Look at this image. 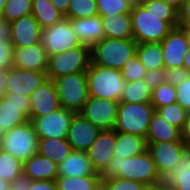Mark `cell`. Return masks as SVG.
Returning a JSON list of instances; mask_svg holds the SVG:
<instances>
[{
  "mask_svg": "<svg viewBox=\"0 0 190 190\" xmlns=\"http://www.w3.org/2000/svg\"><path fill=\"white\" fill-rule=\"evenodd\" d=\"M133 39L138 43L161 42L169 32L178 26V10L163 0H148L133 5Z\"/></svg>",
  "mask_w": 190,
  "mask_h": 190,
  "instance_id": "cell-1",
  "label": "cell"
},
{
  "mask_svg": "<svg viewBox=\"0 0 190 190\" xmlns=\"http://www.w3.org/2000/svg\"><path fill=\"white\" fill-rule=\"evenodd\" d=\"M99 175L101 181L118 177L137 181L144 185L162 180L147 150L141 154L129 156L128 158H121V156L114 155Z\"/></svg>",
  "mask_w": 190,
  "mask_h": 190,
  "instance_id": "cell-2",
  "label": "cell"
},
{
  "mask_svg": "<svg viewBox=\"0 0 190 190\" xmlns=\"http://www.w3.org/2000/svg\"><path fill=\"white\" fill-rule=\"evenodd\" d=\"M89 96L119 102L126 82L121 70L95 65L92 62L86 71Z\"/></svg>",
  "mask_w": 190,
  "mask_h": 190,
  "instance_id": "cell-3",
  "label": "cell"
},
{
  "mask_svg": "<svg viewBox=\"0 0 190 190\" xmlns=\"http://www.w3.org/2000/svg\"><path fill=\"white\" fill-rule=\"evenodd\" d=\"M134 39L103 38L91 48V62L95 65L121 70L136 54Z\"/></svg>",
  "mask_w": 190,
  "mask_h": 190,
  "instance_id": "cell-4",
  "label": "cell"
},
{
  "mask_svg": "<svg viewBox=\"0 0 190 190\" xmlns=\"http://www.w3.org/2000/svg\"><path fill=\"white\" fill-rule=\"evenodd\" d=\"M155 108L148 103L119 102L114 130L146 138Z\"/></svg>",
  "mask_w": 190,
  "mask_h": 190,
  "instance_id": "cell-5",
  "label": "cell"
},
{
  "mask_svg": "<svg viewBox=\"0 0 190 190\" xmlns=\"http://www.w3.org/2000/svg\"><path fill=\"white\" fill-rule=\"evenodd\" d=\"M91 63V48L81 44L48 57L47 78L54 80L78 72H86Z\"/></svg>",
  "mask_w": 190,
  "mask_h": 190,
  "instance_id": "cell-6",
  "label": "cell"
},
{
  "mask_svg": "<svg viewBox=\"0 0 190 190\" xmlns=\"http://www.w3.org/2000/svg\"><path fill=\"white\" fill-rule=\"evenodd\" d=\"M39 138L30 120L2 133L1 150L22 163L37 153Z\"/></svg>",
  "mask_w": 190,
  "mask_h": 190,
  "instance_id": "cell-7",
  "label": "cell"
},
{
  "mask_svg": "<svg viewBox=\"0 0 190 190\" xmlns=\"http://www.w3.org/2000/svg\"><path fill=\"white\" fill-rule=\"evenodd\" d=\"M60 106L79 113L89 98L86 72L69 74L52 80Z\"/></svg>",
  "mask_w": 190,
  "mask_h": 190,
  "instance_id": "cell-8",
  "label": "cell"
},
{
  "mask_svg": "<svg viewBox=\"0 0 190 190\" xmlns=\"http://www.w3.org/2000/svg\"><path fill=\"white\" fill-rule=\"evenodd\" d=\"M31 101L28 96L6 93L0 97V132H6L28 121Z\"/></svg>",
  "mask_w": 190,
  "mask_h": 190,
  "instance_id": "cell-9",
  "label": "cell"
},
{
  "mask_svg": "<svg viewBox=\"0 0 190 190\" xmlns=\"http://www.w3.org/2000/svg\"><path fill=\"white\" fill-rule=\"evenodd\" d=\"M41 43L48 56L63 53L81 45L70 21L66 18L51 27L42 29Z\"/></svg>",
  "mask_w": 190,
  "mask_h": 190,
  "instance_id": "cell-10",
  "label": "cell"
},
{
  "mask_svg": "<svg viewBox=\"0 0 190 190\" xmlns=\"http://www.w3.org/2000/svg\"><path fill=\"white\" fill-rule=\"evenodd\" d=\"M75 112L59 107L42 117L29 118L39 139H66Z\"/></svg>",
  "mask_w": 190,
  "mask_h": 190,
  "instance_id": "cell-11",
  "label": "cell"
},
{
  "mask_svg": "<svg viewBox=\"0 0 190 190\" xmlns=\"http://www.w3.org/2000/svg\"><path fill=\"white\" fill-rule=\"evenodd\" d=\"M118 104L114 100L89 96L79 113L101 131L111 130L116 124Z\"/></svg>",
  "mask_w": 190,
  "mask_h": 190,
  "instance_id": "cell-12",
  "label": "cell"
},
{
  "mask_svg": "<svg viewBox=\"0 0 190 190\" xmlns=\"http://www.w3.org/2000/svg\"><path fill=\"white\" fill-rule=\"evenodd\" d=\"M186 146L184 141L147 143V151L151 155L162 179L180 161L182 151Z\"/></svg>",
  "mask_w": 190,
  "mask_h": 190,
  "instance_id": "cell-13",
  "label": "cell"
},
{
  "mask_svg": "<svg viewBox=\"0 0 190 190\" xmlns=\"http://www.w3.org/2000/svg\"><path fill=\"white\" fill-rule=\"evenodd\" d=\"M46 72L31 71L12 66L8 69L6 93L31 96L47 80Z\"/></svg>",
  "mask_w": 190,
  "mask_h": 190,
  "instance_id": "cell-14",
  "label": "cell"
},
{
  "mask_svg": "<svg viewBox=\"0 0 190 190\" xmlns=\"http://www.w3.org/2000/svg\"><path fill=\"white\" fill-rule=\"evenodd\" d=\"M160 43L164 67L170 69L183 67L184 57L189 49L184 30L178 26L174 27Z\"/></svg>",
  "mask_w": 190,
  "mask_h": 190,
  "instance_id": "cell-15",
  "label": "cell"
},
{
  "mask_svg": "<svg viewBox=\"0 0 190 190\" xmlns=\"http://www.w3.org/2000/svg\"><path fill=\"white\" fill-rule=\"evenodd\" d=\"M100 131L80 113H75L71 119L66 140L72 150L87 152L95 142Z\"/></svg>",
  "mask_w": 190,
  "mask_h": 190,
  "instance_id": "cell-16",
  "label": "cell"
},
{
  "mask_svg": "<svg viewBox=\"0 0 190 190\" xmlns=\"http://www.w3.org/2000/svg\"><path fill=\"white\" fill-rule=\"evenodd\" d=\"M13 47H30L41 43L42 29L35 17L30 14L10 23Z\"/></svg>",
  "mask_w": 190,
  "mask_h": 190,
  "instance_id": "cell-17",
  "label": "cell"
},
{
  "mask_svg": "<svg viewBox=\"0 0 190 190\" xmlns=\"http://www.w3.org/2000/svg\"><path fill=\"white\" fill-rule=\"evenodd\" d=\"M48 53L42 43L30 47H13L12 64L16 68L46 72Z\"/></svg>",
  "mask_w": 190,
  "mask_h": 190,
  "instance_id": "cell-18",
  "label": "cell"
},
{
  "mask_svg": "<svg viewBox=\"0 0 190 190\" xmlns=\"http://www.w3.org/2000/svg\"><path fill=\"white\" fill-rule=\"evenodd\" d=\"M115 144L116 131L114 129L100 131L95 142L87 151L95 172L100 174L105 169L114 156Z\"/></svg>",
  "mask_w": 190,
  "mask_h": 190,
  "instance_id": "cell-19",
  "label": "cell"
},
{
  "mask_svg": "<svg viewBox=\"0 0 190 190\" xmlns=\"http://www.w3.org/2000/svg\"><path fill=\"white\" fill-rule=\"evenodd\" d=\"M30 101V118L45 116L61 107L55 85L51 79H47L31 93Z\"/></svg>",
  "mask_w": 190,
  "mask_h": 190,
  "instance_id": "cell-20",
  "label": "cell"
},
{
  "mask_svg": "<svg viewBox=\"0 0 190 190\" xmlns=\"http://www.w3.org/2000/svg\"><path fill=\"white\" fill-rule=\"evenodd\" d=\"M68 20L79 42L83 45L92 48L105 37L100 15Z\"/></svg>",
  "mask_w": 190,
  "mask_h": 190,
  "instance_id": "cell-21",
  "label": "cell"
},
{
  "mask_svg": "<svg viewBox=\"0 0 190 190\" xmlns=\"http://www.w3.org/2000/svg\"><path fill=\"white\" fill-rule=\"evenodd\" d=\"M58 176H89L95 174L87 152L71 150L59 164Z\"/></svg>",
  "mask_w": 190,
  "mask_h": 190,
  "instance_id": "cell-22",
  "label": "cell"
},
{
  "mask_svg": "<svg viewBox=\"0 0 190 190\" xmlns=\"http://www.w3.org/2000/svg\"><path fill=\"white\" fill-rule=\"evenodd\" d=\"M57 164L36 153L23 163V172L31 180L55 181L58 177Z\"/></svg>",
  "mask_w": 190,
  "mask_h": 190,
  "instance_id": "cell-23",
  "label": "cell"
},
{
  "mask_svg": "<svg viewBox=\"0 0 190 190\" xmlns=\"http://www.w3.org/2000/svg\"><path fill=\"white\" fill-rule=\"evenodd\" d=\"M164 141H183L181 138V130L170 124L155 111L149 124L146 142L154 143Z\"/></svg>",
  "mask_w": 190,
  "mask_h": 190,
  "instance_id": "cell-24",
  "label": "cell"
},
{
  "mask_svg": "<svg viewBox=\"0 0 190 190\" xmlns=\"http://www.w3.org/2000/svg\"><path fill=\"white\" fill-rule=\"evenodd\" d=\"M174 190H190V146L182 151L180 161L162 179Z\"/></svg>",
  "mask_w": 190,
  "mask_h": 190,
  "instance_id": "cell-25",
  "label": "cell"
},
{
  "mask_svg": "<svg viewBox=\"0 0 190 190\" xmlns=\"http://www.w3.org/2000/svg\"><path fill=\"white\" fill-rule=\"evenodd\" d=\"M100 16L104 27L105 38L133 39L130 13Z\"/></svg>",
  "mask_w": 190,
  "mask_h": 190,
  "instance_id": "cell-26",
  "label": "cell"
},
{
  "mask_svg": "<svg viewBox=\"0 0 190 190\" xmlns=\"http://www.w3.org/2000/svg\"><path fill=\"white\" fill-rule=\"evenodd\" d=\"M114 155L121 158L141 154L147 150L146 138L141 136L116 131V144Z\"/></svg>",
  "mask_w": 190,
  "mask_h": 190,
  "instance_id": "cell-27",
  "label": "cell"
},
{
  "mask_svg": "<svg viewBox=\"0 0 190 190\" xmlns=\"http://www.w3.org/2000/svg\"><path fill=\"white\" fill-rule=\"evenodd\" d=\"M71 146L66 139H39L37 153L47 157L59 165L71 152Z\"/></svg>",
  "mask_w": 190,
  "mask_h": 190,
  "instance_id": "cell-28",
  "label": "cell"
},
{
  "mask_svg": "<svg viewBox=\"0 0 190 190\" xmlns=\"http://www.w3.org/2000/svg\"><path fill=\"white\" fill-rule=\"evenodd\" d=\"M32 15L40 24L41 29L51 27L65 18L51 0H32Z\"/></svg>",
  "mask_w": 190,
  "mask_h": 190,
  "instance_id": "cell-29",
  "label": "cell"
},
{
  "mask_svg": "<svg viewBox=\"0 0 190 190\" xmlns=\"http://www.w3.org/2000/svg\"><path fill=\"white\" fill-rule=\"evenodd\" d=\"M136 54L147 71L165 68L160 42L137 44Z\"/></svg>",
  "mask_w": 190,
  "mask_h": 190,
  "instance_id": "cell-30",
  "label": "cell"
},
{
  "mask_svg": "<svg viewBox=\"0 0 190 190\" xmlns=\"http://www.w3.org/2000/svg\"><path fill=\"white\" fill-rule=\"evenodd\" d=\"M58 190H96L102 183L99 173L89 176H58Z\"/></svg>",
  "mask_w": 190,
  "mask_h": 190,
  "instance_id": "cell-31",
  "label": "cell"
},
{
  "mask_svg": "<svg viewBox=\"0 0 190 190\" xmlns=\"http://www.w3.org/2000/svg\"><path fill=\"white\" fill-rule=\"evenodd\" d=\"M151 95L152 90L144 80L126 82L119 102L148 103L151 100Z\"/></svg>",
  "mask_w": 190,
  "mask_h": 190,
  "instance_id": "cell-32",
  "label": "cell"
},
{
  "mask_svg": "<svg viewBox=\"0 0 190 190\" xmlns=\"http://www.w3.org/2000/svg\"><path fill=\"white\" fill-rule=\"evenodd\" d=\"M23 172V163L11 154L0 150V177L11 182Z\"/></svg>",
  "mask_w": 190,
  "mask_h": 190,
  "instance_id": "cell-33",
  "label": "cell"
},
{
  "mask_svg": "<svg viewBox=\"0 0 190 190\" xmlns=\"http://www.w3.org/2000/svg\"><path fill=\"white\" fill-rule=\"evenodd\" d=\"M30 14H32V0H7L2 19L11 23Z\"/></svg>",
  "mask_w": 190,
  "mask_h": 190,
  "instance_id": "cell-34",
  "label": "cell"
},
{
  "mask_svg": "<svg viewBox=\"0 0 190 190\" xmlns=\"http://www.w3.org/2000/svg\"><path fill=\"white\" fill-rule=\"evenodd\" d=\"M98 15L96 0H71L66 19H79Z\"/></svg>",
  "mask_w": 190,
  "mask_h": 190,
  "instance_id": "cell-35",
  "label": "cell"
},
{
  "mask_svg": "<svg viewBox=\"0 0 190 190\" xmlns=\"http://www.w3.org/2000/svg\"><path fill=\"white\" fill-rule=\"evenodd\" d=\"M176 102L177 98L175 86L169 83H163L152 90L150 103L155 110Z\"/></svg>",
  "mask_w": 190,
  "mask_h": 190,
  "instance_id": "cell-36",
  "label": "cell"
},
{
  "mask_svg": "<svg viewBox=\"0 0 190 190\" xmlns=\"http://www.w3.org/2000/svg\"><path fill=\"white\" fill-rule=\"evenodd\" d=\"M155 111L180 130L183 128L188 114V111L177 102L157 108Z\"/></svg>",
  "mask_w": 190,
  "mask_h": 190,
  "instance_id": "cell-37",
  "label": "cell"
},
{
  "mask_svg": "<svg viewBox=\"0 0 190 190\" xmlns=\"http://www.w3.org/2000/svg\"><path fill=\"white\" fill-rule=\"evenodd\" d=\"M98 15H110L130 13L133 8L128 0H96Z\"/></svg>",
  "mask_w": 190,
  "mask_h": 190,
  "instance_id": "cell-38",
  "label": "cell"
},
{
  "mask_svg": "<svg viewBox=\"0 0 190 190\" xmlns=\"http://www.w3.org/2000/svg\"><path fill=\"white\" fill-rule=\"evenodd\" d=\"M147 70L139 60L137 54L133 55L121 69L122 77L125 82L143 80Z\"/></svg>",
  "mask_w": 190,
  "mask_h": 190,
  "instance_id": "cell-39",
  "label": "cell"
},
{
  "mask_svg": "<svg viewBox=\"0 0 190 190\" xmlns=\"http://www.w3.org/2000/svg\"><path fill=\"white\" fill-rule=\"evenodd\" d=\"M102 184L107 190H142L144 187L143 183L118 177L104 179Z\"/></svg>",
  "mask_w": 190,
  "mask_h": 190,
  "instance_id": "cell-40",
  "label": "cell"
},
{
  "mask_svg": "<svg viewBox=\"0 0 190 190\" xmlns=\"http://www.w3.org/2000/svg\"><path fill=\"white\" fill-rule=\"evenodd\" d=\"M176 98L184 109L190 111V75L181 84L176 85Z\"/></svg>",
  "mask_w": 190,
  "mask_h": 190,
  "instance_id": "cell-41",
  "label": "cell"
},
{
  "mask_svg": "<svg viewBox=\"0 0 190 190\" xmlns=\"http://www.w3.org/2000/svg\"><path fill=\"white\" fill-rule=\"evenodd\" d=\"M190 75V72L185 68H165V83H169L173 86L181 84Z\"/></svg>",
  "mask_w": 190,
  "mask_h": 190,
  "instance_id": "cell-42",
  "label": "cell"
},
{
  "mask_svg": "<svg viewBox=\"0 0 190 190\" xmlns=\"http://www.w3.org/2000/svg\"><path fill=\"white\" fill-rule=\"evenodd\" d=\"M13 45L11 41H0V70L10 69L12 64Z\"/></svg>",
  "mask_w": 190,
  "mask_h": 190,
  "instance_id": "cell-43",
  "label": "cell"
},
{
  "mask_svg": "<svg viewBox=\"0 0 190 190\" xmlns=\"http://www.w3.org/2000/svg\"><path fill=\"white\" fill-rule=\"evenodd\" d=\"M165 68L154 69L147 71L144 76V81L148 84L151 90L165 83Z\"/></svg>",
  "mask_w": 190,
  "mask_h": 190,
  "instance_id": "cell-44",
  "label": "cell"
},
{
  "mask_svg": "<svg viewBox=\"0 0 190 190\" xmlns=\"http://www.w3.org/2000/svg\"><path fill=\"white\" fill-rule=\"evenodd\" d=\"M178 27H190V0H185L178 9Z\"/></svg>",
  "mask_w": 190,
  "mask_h": 190,
  "instance_id": "cell-45",
  "label": "cell"
},
{
  "mask_svg": "<svg viewBox=\"0 0 190 190\" xmlns=\"http://www.w3.org/2000/svg\"><path fill=\"white\" fill-rule=\"evenodd\" d=\"M32 180L22 172L10 182L9 190H29Z\"/></svg>",
  "mask_w": 190,
  "mask_h": 190,
  "instance_id": "cell-46",
  "label": "cell"
},
{
  "mask_svg": "<svg viewBox=\"0 0 190 190\" xmlns=\"http://www.w3.org/2000/svg\"><path fill=\"white\" fill-rule=\"evenodd\" d=\"M29 190H58L55 181L32 180Z\"/></svg>",
  "mask_w": 190,
  "mask_h": 190,
  "instance_id": "cell-47",
  "label": "cell"
},
{
  "mask_svg": "<svg viewBox=\"0 0 190 190\" xmlns=\"http://www.w3.org/2000/svg\"><path fill=\"white\" fill-rule=\"evenodd\" d=\"M0 41H11L10 22L0 19Z\"/></svg>",
  "mask_w": 190,
  "mask_h": 190,
  "instance_id": "cell-48",
  "label": "cell"
},
{
  "mask_svg": "<svg viewBox=\"0 0 190 190\" xmlns=\"http://www.w3.org/2000/svg\"><path fill=\"white\" fill-rule=\"evenodd\" d=\"M181 138L186 145L190 146V111H188L185 123L181 129Z\"/></svg>",
  "mask_w": 190,
  "mask_h": 190,
  "instance_id": "cell-49",
  "label": "cell"
},
{
  "mask_svg": "<svg viewBox=\"0 0 190 190\" xmlns=\"http://www.w3.org/2000/svg\"><path fill=\"white\" fill-rule=\"evenodd\" d=\"M54 6L64 15H67L71 0H51Z\"/></svg>",
  "mask_w": 190,
  "mask_h": 190,
  "instance_id": "cell-50",
  "label": "cell"
},
{
  "mask_svg": "<svg viewBox=\"0 0 190 190\" xmlns=\"http://www.w3.org/2000/svg\"><path fill=\"white\" fill-rule=\"evenodd\" d=\"M8 70H0V97L5 96Z\"/></svg>",
  "mask_w": 190,
  "mask_h": 190,
  "instance_id": "cell-51",
  "label": "cell"
},
{
  "mask_svg": "<svg viewBox=\"0 0 190 190\" xmlns=\"http://www.w3.org/2000/svg\"><path fill=\"white\" fill-rule=\"evenodd\" d=\"M167 185L163 180L152 183V184H146L144 185L142 190H163Z\"/></svg>",
  "mask_w": 190,
  "mask_h": 190,
  "instance_id": "cell-52",
  "label": "cell"
},
{
  "mask_svg": "<svg viewBox=\"0 0 190 190\" xmlns=\"http://www.w3.org/2000/svg\"><path fill=\"white\" fill-rule=\"evenodd\" d=\"M163 1L169 5H172L173 7H175L178 10L182 6V4L185 0H163Z\"/></svg>",
  "mask_w": 190,
  "mask_h": 190,
  "instance_id": "cell-53",
  "label": "cell"
},
{
  "mask_svg": "<svg viewBox=\"0 0 190 190\" xmlns=\"http://www.w3.org/2000/svg\"><path fill=\"white\" fill-rule=\"evenodd\" d=\"M183 67H185L190 72V47L184 57Z\"/></svg>",
  "mask_w": 190,
  "mask_h": 190,
  "instance_id": "cell-54",
  "label": "cell"
},
{
  "mask_svg": "<svg viewBox=\"0 0 190 190\" xmlns=\"http://www.w3.org/2000/svg\"><path fill=\"white\" fill-rule=\"evenodd\" d=\"M10 182L0 177V190H9Z\"/></svg>",
  "mask_w": 190,
  "mask_h": 190,
  "instance_id": "cell-55",
  "label": "cell"
},
{
  "mask_svg": "<svg viewBox=\"0 0 190 190\" xmlns=\"http://www.w3.org/2000/svg\"><path fill=\"white\" fill-rule=\"evenodd\" d=\"M185 34H186V37H187V40H188V43H189V47H190V27H181Z\"/></svg>",
  "mask_w": 190,
  "mask_h": 190,
  "instance_id": "cell-56",
  "label": "cell"
},
{
  "mask_svg": "<svg viewBox=\"0 0 190 190\" xmlns=\"http://www.w3.org/2000/svg\"><path fill=\"white\" fill-rule=\"evenodd\" d=\"M133 5H141L147 2L148 0H128Z\"/></svg>",
  "mask_w": 190,
  "mask_h": 190,
  "instance_id": "cell-57",
  "label": "cell"
},
{
  "mask_svg": "<svg viewBox=\"0 0 190 190\" xmlns=\"http://www.w3.org/2000/svg\"><path fill=\"white\" fill-rule=\"evenodd\" d=\"M7 0H0V15L2 16V13L4 11V6Z\"/></svg>",
  "mask_w": 190,
  "mask_h": 190,
  "instance_id": "cell-58",
  "label": "cell"
},
{
  "mask_svg": "<svg viewBox=\"0 0 190 190\" xmlns=\"http://www.w3.org/2000/svg\"><path fill=\"white\" fill-rule=\"evenodd\" d=\"M96 190H107L105 186L101 183L100 186Z\"/></svg>",
  "mask_w": 190,
  "mask_h": 190,
  "instance_id": "cell-59",
  "label": "cell"
},
{
  "mask_svg": "<svg viewBox=\"0 0 190 190\" xmlns=\"http://www.w3.org/2000/svg\"><path fill=\"white\" fill-rule=\"evenodd\" d=\"M1 147H2V133L0 132V150H1Z\"/></svg>",
  "mask_w": 190,
  "mask_h": 190,
  "instance_id": "cell-60",
  "label": "cell"
},
{
  "mask_svg": "<svg viewBox=\"0 0 190 190\" xmlns=\"http://www.w3.org/2000/svg\"><path fill=\"white\" fill-rule=\"evenodd\" d=\"M163 190H174V189H172L170 186H166Z\"/></svg>",
  "mask_w": 190,
  "mask_h": 190,
  "instance_id": "cell-61",
  "label": "cell"
}]
</instances>
